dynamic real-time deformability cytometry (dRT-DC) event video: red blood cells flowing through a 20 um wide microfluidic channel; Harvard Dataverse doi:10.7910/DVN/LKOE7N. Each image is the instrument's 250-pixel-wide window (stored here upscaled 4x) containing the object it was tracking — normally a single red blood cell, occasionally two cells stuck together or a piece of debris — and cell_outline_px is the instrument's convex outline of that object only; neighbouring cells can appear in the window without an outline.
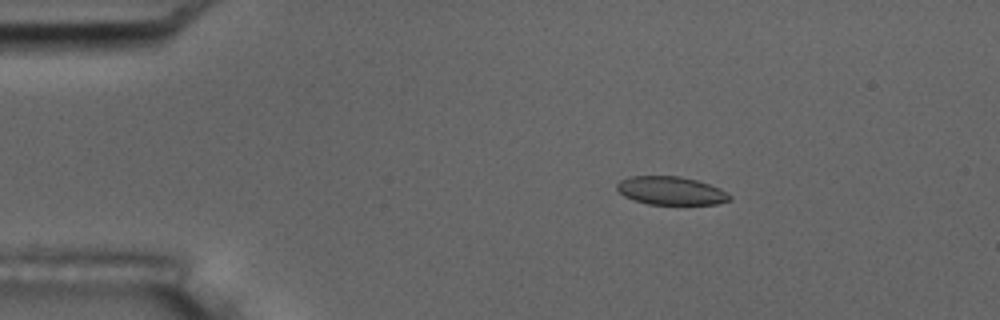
{"species": "common noctule bat (a hibernating species)", "species_latin": "Nyctalus noctula", "temperature_condition": "room temperature", "stored_images_in_passage": 56, "camera_frame_rate_fps": 3000, "um_per_image_px": 0.085, "animal": {"sex": "male", "body_mass_g": 17.5, "forearm_length_mm": 52.3}, "frame": {"image": 1, "passage_image": 10, "time_ms": 3.0, "image_size_px": [1000, 320], "cell_outline_px": [[732, 200], [716, 204], [648, 204], [632, 200], [624, 196], [616, 188], [616, 184], [620, 180], [628, 176], [680, 176], [696, 180], [720, 188], [732, 196]], "centroid_in_image_um": [57.01, 16.21], "position_along_channel_um": 28.0, "area_um2": 18.67}}
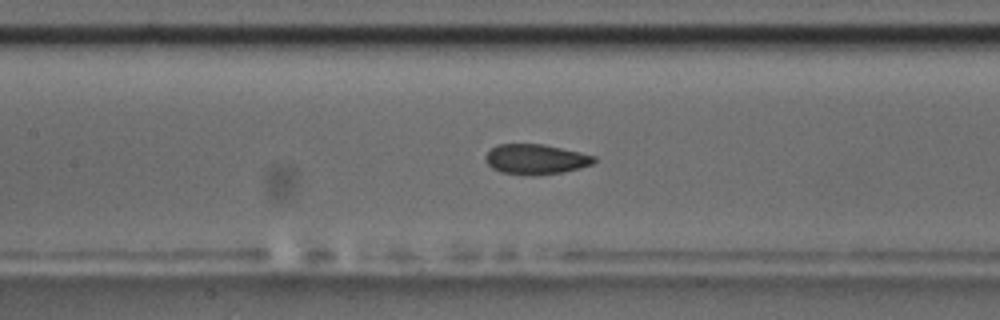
{"frame": {"image": 2, "passage_image": 26, "time_ms": 8.333, "image_size_px": [1000, 320], "cell_outline_px": [[596, 160], [592, 164], [580, 168], [560, 172], [500, 172], [492, 168], [484, 160], [484, 156], [492, 148], [500, 144], [544, 144], [580, 152], [596, 156]], "centroid_in_image_um": [45.55, 13.48], "position_along_channel_um": 161.9, "area_um2": 18.21}}
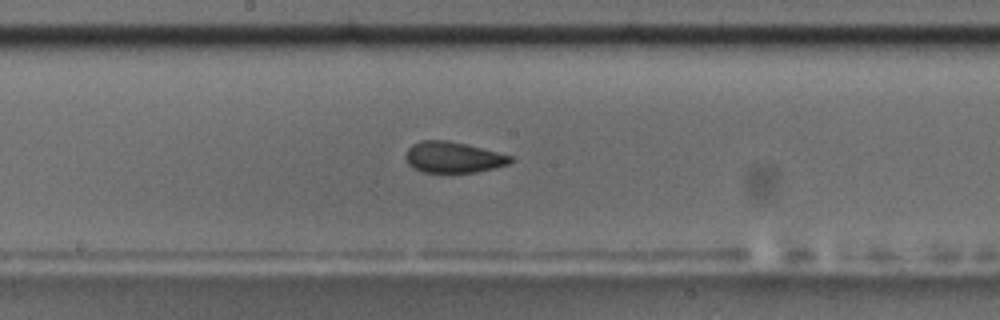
{"frame": {"image": 3, "passage_image": 30, "time_ms": 9.667, "image_size_px": [1000, 320], "cell_outline_px": [[512, 160], [508, 164], [476, 172], [420, 172], [408, 164], [404, 156], [408, 148], [412, 144], [420, 140], [448, 140], [512, 156]], "centroid_in_image_um": [38.45, 13.37], "position_along_channel_um": 209.8, "area_um2": 18.73}, "authors_computed_cell_mechanics": {"area_um2": 19.3341, "velocity_mm_per_s": 3.6153, "shape_relaxation_time_tau1_ms": 9.7171, "shape_relaxation_time_tau2_ms": 1.3661, "deformation_change_tau1": 0.1733, "deformation_change_tau2": 0.0521}}